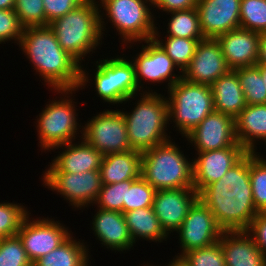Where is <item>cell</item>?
I'll return each instance as SVG.
<instances>
[{"mask_svg":"<svg viewBox=\"0 0 266 266\" xmlns=\"http://www.w3.org/2000/svg\"><path fill=\"white\" fill-rule=\"evenodd\" d=\"M189 266H226L219 242L187 251L181 256Z\"/></svg>","mask_w":266,"mask_h":266,"instance_id":"f35d334b","label":"cell"},{"mask_svg":"<svg viewBox=\"0 0 266 266\" xmlns=\"http://www.w3.org/2000/svg\"><path fill=\"white\" fill-rule=\"evenodd\" d=\"M94 84L98 97L112 105L135 99L140 92L136 82L135 68L125 57L107 58L96 62Z\"/></svg>","mask_w":266,"mask_h":266,"instance_id":"9c48e42d","label":"cell"},{"mask_svg":"<svg viewBox=\"0 0 266 266\" xmlns=\"http://www.w3.org/2000/svg\"><path fill=\"white\" fill-rule=\"evenodd\" d=\"M247 151L243 147L197 152L193 161V188L199 194L206 186L221 179Z\"/></svg>","mask_w":266,"mask_h":266,"instance_id":"d6986e66","label":"cell"},{"mask_svg":"<svg viewBox=\"0 0 266 266\" xmlns=\"http://www.w3.org/2000/svg\"><path fill=\"white\" fill-rule=\"evenodd\" d=\"M77 90L79 89L56 90L55 92L61 93L64 98L61 96L59 100H52L39 113L36 129L43 151L49 152L57 146L72 142L76 139L75 135L79 134L77 132L81 125L78 124V114H76L74 104L77 102H74L73 98L70 97L72 96L70 94Z\"/></svg>","mask_w":266,"mask_h":266,"instance_id":"ba28073f","label":"cell"},{"mask_svg":"<svg viewBox=\"0 0 266 266\" xmlns=\"http://www.w3.org/2000/svg\"><path fill=\"white\" fill-rule=\"evenodd\" d=\"M15 0H0V9L9 10L14 9Z\"/></svg>","mask_w":266,"mask_h":266,"instance_id":"f6af8a7d","label":"cell"},{"mask_svg":"<svg viewBox=\"0 0 266 266\" xmlns=\"http://www.w3.org/2000/svg\"><path fill=\"white\" fill-rule=\"evenodd\" d=\"M260 72H261V76H262V79L265 83V86H266V66L265 65H256Z\"/></svg>","mask_w":266,"mask_h":266,"instance_id":"7dc6e473","label":"cell"},{"mask_svg":"<svg viewBox=\"0 0 266 266\" xmlns=\"http://www.w3.org/2000/svg\"><path fill=\"white\" fill-rule=\"evenodd\" d=\"M42 175L45 187L62 195L77 209L94 205L103 185L99 170L83 173L44 172Z\"/></svg>","mask_w":266,"mask_h":266,"instance_id":"8fae6325","label":"cell"},{"mask_svg":"<svg viewBox=\"0 0 266 266\" xmlns=\"http://www.w3.org/2000/svg\"><path fill=\"white\" fill-rule=\"evenodd\" d=\"M229 70L219 42L216 39H204L198 43L182 78L191 83L210 86Z\"/></svg>","mask_w":266,"mask_h":266,"instance_id":"ac0fdd59","label":"cell"},{"mask_svg":"<svg viewBox=\"0 0 266 266\" xmlns=\"http://www.w3.org/2000/svg\"><path fill=\"white\" fill-rule=\"evenodd\" d=\"M153 5L158 1V0H149Z\"/></svg>","mask_w":266,"mask_h":266,"instance_id":"681fc988","label":"cell"},{"mask_svg":"<svg viewBox=\"0 0 266 266\" xmlns=\"http://www.w3.org/2000/svg\"><path fill=\"white\" fill-rule=\"evenodd\" d=\"M147 45H143L137 57L132 61L135 68V77L139 89H142L144 84L142 81L151 83L168 82V88L172 87L177 81L182 78V73L179 75L174 73L177 67L172 59L166 54L163 48L154 40L142 41Z\"/></svg>","mask_w":266,"mask_h":266,"instance_id":"5bb4252c","label":"cell"},{"mask_svg":"<svg viewBox=\"0 0 266 266\" xmlns=\"http://www.w3.org/2000/svg\"><path fill=\"white\" fill-rule=\"evenodd\" d=\"M123 215L134 244L141 238L160 243L167 240L168 235L162 229L153 207L139 208Z\"/></svg>","mask_w":266,"mask_h":266,"instance_id":"4316f807","label":"cell"},{"mask_svg":"<svg viewBox=\"0 0 266 266\" xmlns=\"http://www.w3.org/2000/svg\"><path fill=\"white\" fill-rule=\"evenodd\" d=\"M171 19L168 21L166 36L205 39L196 8L169 12Z\"/></svg>","mask_w":266,"mask_h":266,"instance_id":"f546056e","label":"cell"},{"mask_svg":"<svg viewBox=\"0 0 266 266\" xmlns=\"http://www.w3.org/2000/svg\"><path fill=\"white\" fill-rule=\"evenodd\" d=\"M198 199L199 194L193 187L156 191L153 209L168 236L169 233L179 229L190 208Z\"/></svg>","mask_w":266,"mask_h":266,"instance_id":"2e32d148","label":"cell"},{"mask_svg":"<svg viewBox=\"0 0 266 266\" xmlns=\"http://www.w3.org/2000/svg\"><path fill=\"white\" fill-rule=\"evenodd\" d=\"M84 126H81V136L103 156L132 150L121 110L100 112Z\"/></svg>","mask_w":266,"mask_h":266,"instance_id":"30bf717a","label":"cell"},{"mask_svg":"<svg viewBox=\"0 0 266 266\" xmlns=\"http://www.w3.org/2000/svg\"><path fill=\"white\" fill-rule=\"evenodd\" d=\"M248 105L266 104V86L259 68L254 66L235 69Z\"/></svg>","mask_w":266,"mask_h":266,"instance_id":"4dcf8cb0","label":"cell"},{"mask_svg":"<svg viewBox=\"0 0 266 266\" xmlns=\"http://www.w3.org/2000/svg\"><path fill=\"white\" fill-rule=\"evenodd\" d=\"M249 174L255 207L266 212V163L254 152H249Z\"/></svg>","mask_w":266,"mask_h":266,"instance_id":"1f68e13d","label":"cell"},{"mask_svg":"<svg viewBox=\"0 0 266 266\" xmlns=\"http://www.w3.org/2000/svg\"><path fill=\"white\" fill-rule=\"evenodd\" d=\"M198 0H158L153 8L163 10L167 14L172 11L196 8Z\"/></svg>","mask_w":266,"mask_h":266,"instance_id":"7bdbcfd3","label":"cell"},{"mask_svg":"<svg viewBox=\"0 0 266 266\" xmlns=\"http://www.w3.org/2000/svg\"><path fill=\"white\" fill-rule=\"evenodd\" d=\"M246 232L253 238L257 247L266 256V212H259Z\"/></svg>","mask_w":266,"mask_h":266,"instance_id":"b9f144b4","label":"cell"},{"mask_svg":"<svg viewBox=\"0 0 266 266\" xmlns=\"http://www.w3.org/2000/svg\"><path fill=\"white\" fill-rule=\"evenodd\" d=\"M98 3L96 0H86L49 24L62 49L80 64L83 57L91 51L93 53L102 44V37L105 35L100 26V13L103 11Z\"/></svg>","mask_w":266,"mask_h":266,"instance_id":"3957f363","label":"cell"},{"mask_svg":"<svg viewBox=\"0 0 266 266\" xmlns=\"http://www.w3.org/2000/svg\"><path fill=\"white\" fill-rule=\"evenodd\" d=\"M241 0H198L197 12L205 39L240 28Z\"/></svg>","mask_w":266,"mask_h":266,"instance_id":"e0dca14e","label":"cell"},{"mask_svg":"<svg viewBox=\"0 0 266 266\" xmlns=\"http://www.w3.org/2000/svg\"><path fill=\"white\" fill-rule=\"evenodd\" d=\"M135 104L131 112L121 111L132 150L143 153L171 139L166 133L169 115L165 96L148 89L141 93Z\"/></svg>","mask_w":266,"mask_h":266,"instance_id":"277c9868","label":"cell"},{"mask_svg":"<svg viewBox=\"0 0 266 266\" xmlns=\"http://www.w3.org/2000/svg\"><path fill=\"white\" fill-rule=\"evenodd\" d=\"M92 228L101 244L111 250L124 251L133 247L122 212L99 209L92 219Z\"/></svg>","mask_w":266,"mask_h":266,"instance_id":"603a6c76","label":"cell"},{"mask_svg":"<svg viewBox=\"0 0 266 266\" xmlns=\"http://www.w3.org/2000/svg\"><path fill=\"white\" fill-rule=\"evenodd\" d=\"M141 161L142 153L135 150L104 155L99 168L102 184L139 178Z\"/></svg>","mask_w":266,"mask_h":266,"instance_id":"484cf974","label":"cell"},{"mask_svg":"<svg viewBox=\"0 0 266 266\" xmlns=\"http://www.w3.org/2000/svg\"><path fill=\"white\" fill-rule=\"evenodd\" d=\"M81 139L78 143L72 141L53 148L58 150L62 147L64 151L52 160L45 172L83 173L99 170L103 155L83 137Z\"/></svg>","mask_w":266,"mask_h":266,"instance_id":"44dd1931","label":"cell"},{"mask_svg":"<svg viewBox=\"0 0 266 266\" xmlns=\"http://www.w3.org/2000/svg\"><path fill=\"white\" fill-rule=\"evenodd\" d=\"M157 28L158 27H156V32L154 33L153 39L172 59L174 64L177 66L176 71L178 69V73H183V71L189 66L198 43L204 39H188L166 36L167 40L164 41L163 39H159L160 35Z\"/></svg>","mask_w":266,"mask_h":266,"instance_id":"f1b7e54d","label":"cell"},{"mask_svg":"<svg viewBox=\"0 0 266 266\" xmlns=\"http://www.w3.org/2000/svg\"><path fill=\"white\" fill-rule=\"evenodd\" d=\"M18 45L51 90L84 89L91 80L83 64L62 49L49 26L25 27Z\"/></svg>","mask_w":266,"mask_h":266,"instance_id":"7a4b0ae2","label":"cell"},{"mask_svg":"<svg viewBox=\"0 0 266 266\" xmlns=\"http://www.w3.org/2000/svg\"><path fill=\"white\" fill-rule=\"evenodd\" d=\"M214 109L235 119L247 105L235 70H229L210 85Z\"/></svg>","mask_w":266,"mask_h":266,"instance_id":"d4e9b609","label":"cell"},{"mask_svg":"<svg viewBox=\"0 0 266 266\" xmlns=\"http://www.w3.org/2000/svg\"><path fill=\"white\" fill-rule=\"evenodd\" d=\"M256 65L266 66V32L259 33V49Z\"/></svg>","mask_w":266,"mask_h":266,"instance_id":"ee69618b","label":"cell"},{"mask_svg":"<svg viewBox=\"0 0 266 266\" xmlns=\"http://www.w3.org/2000/svg\"><path fill=\"white\" fill-rule=\"evenodd\" d=\"M167 266H189L188 263L182 257H175Z\"/></svg>","mask_w":266,"mask_h":266,"instance_id":"bcb514c9","label":"cell"},{"mask_svg":"<svg viewBox=\"0 0 266 266\" xmlns=\"http://www.w3.org/2000/svg\"><path fill=\"white\" fill-rule=\"evenodd\" d=\"M218 242L226 266H266V256L246 231H223Z\"/></svg>","mask_w":266,"mask_h":266,"instance_id":"7402d4cb","label":"cell"},{"mask_svg":"<svg viewBox=\"0 0 266 266\" xmlns=\"http://www.w3.org/2000/svg\"><path fill=\"white\" fill-rule=\"evenodd\" d=\"M237 142L256 152V141H266V104L246 105L234 119Z\"/></svg>","mask_w":266,"mask_h":266,"instance_id":"cb8c5ba5","label":"cell"},{"mask_svg":"<svg viewBox=\"0 0 266 266\" xmlns=\"http://www.w3.org/2000/svg\"><path fill=\"white\" fill-rule=\"evenodd\" d=\"M14 12L24 27L47 26L43 0H15Z\"/></svg>","mask_w":266,"mask_h":266,"instance_id":"74e56055","label":"cell"},{"mask_svg":"<svg viewBox=\"0 0 266 266\" xmlns=\"http://www.w3.org/2000/svg\"><path fill=\"white\" fill-rule=\"evenodd\" d=\"M266 145V141L264 143ZM262 161H264L266 163L265 158H262V156H260V154H258V152H254Z\"/></svg>","mask_w":266,"mask_h":266,"instance_id":"c3c4849f","label":"cell"},{"mask_svg":"<svg viewBox=\"0 0 266 266\" xmlns=\"http://www.w3.org/2000/svg\"><path fill=\"white\" fill-rule=\"evenodd\" d=\"M24 28L14 9H0V44L14 40L18 45Z\"/></svg>","mask_w":266,"mask_h":266,"instance_id":"ab89813d","label":"cell"},{"mask_svg":"<svg viewBox=\"0 0 266 266\" xmlns=\"http://www.w3.org/2000/svg\"><path fill=\"white\" fill-rule=\"evenodd\" d=\"M185 137L197 152L242 147L236 140L234 119L217 111L208 114Z\"/></svg>","mask_w":266,"mask_h":266,"instance_id":"9a60e30c","label":"cell"},{"mask_svg":"<svg viewBox=\"0 0 266 266\" xmlns=\"http://www.w3.org/2000/svg\"><path fill=\"white\" fill-rule=\"evenodd\" d=\"M99 7L104 12L100 14L101 31H105V15L112 26L127 46L130 48L134 42H140L153 39L156 32L155 17L150 11L153 7L149 0H99ZM148 4V5H147ZM149 6V7H148ZM104 14V16H103ZM105 17V18H103ZM133 42V43H132Z\"/></svg>","mask_w":266,"mask_h":266,"instance_id":"8992f818","label":"cell"},{"mask_svg":"<svg viewBox=\"0 0 266 266\" xmlns=\"http://www.w3.org/2000/svg\"><path fill=\"white\" fill-rule=\"evenodd\" d=\"M171 139L142 153L141 176L154 188L193 187V161Z\"/></svg>","mask_w":266,"mask_h":266,"instance_id":"5b68a950","label":"cell"},{"mask_svg":"<svg viewBox=\"0 0 266 266\" xmlns=\"http://www.w3.org/2000/svg\"><path fill=\"white\" fill-rule=\"evenodd\" d=\"M216 40L222 48L227 67L230 70L256 65L259 33L237 28L219 36Z\"/></svg>","mask_w":266,"mask_h":266,"instance_id":"ffe728a7","label":"cell"},{"mask_svg":"<svg viewBox=\"0 0 266 266\" xmlns=\"http://www.w3.org/2000/svg\"><path fill=\"white\" fill-rule=\"evenodd\" d=\"M154 189L142 176L135 179L131 186H127L126 201L123 203V213L139 208L153 207Z\"/></svg>","mask_w":266,"mask_h":266,"instance_id":"836d02e7","label":"cell"},{"mask_svg":"<svg viewBox=\"0 0 266 266\" xmlns=\"http://www.w3.org/2000/svg\"><path fill=\"white\" fill-rule=\"evenodd\" d=\"M28 214L27 207L21 203H0V239L16 236Z\"/></svg>","mask_w":266,"mask_h":266,"instance_id":"d590c367","label":"cell"},{"mask_svg":"<svg viewBox=\"0 0 266 266\" xmlns=\"http://www.w3.org/2000/svg\"><path fill=\"white\" fill-rule=\"evenodd\" d=\"M199 199L211 210L223 231H246L259 213L253 201L249 152L220 180L206 186Z\"/></svg>","mask_w":266,"mask_h":266,"instance_id":"6da1fadb","label":"cell"},{"mask_svg":"<svg viewBox=\"0 0 266 266\" xmlns=\"http://www.w3.org/2000/svg\"><path fill=\"white\" fill-rule=\"evenodd\" d=\"M86 0H43L47 26L77 8Z\"/></svg>","mask_w":266,"mask_h":266,"instance_id":"60d3db41","label":"cell"},{"mask_svg":"<svg viewBox=\"0 0 266 266\" xmlns=\"http://www.w3.org/2000/svg\"><path fill=\"white\" fill-rule=\"evenodd\" d=\"M240 28L266 32V0H241Z\"/></svg>","mask_w":266,"mask_h":266,"instance_id":"d6a6232c","label":"cell"},{"mask_svg":"<svg viewBox=\"0 0 266 266\" xmlns=\"http://www.w3.org/2000/svg\"><path fill=\"white\" fill-rule=\"evenodd\" d=\"M29 213L20 225L17 236L22 242L29 260L34 263L40 257L58 248L70 236L65 225L49 217L32 220Z\"/></svg>","mask_w":266,"mask_h":266,"instance_id":"7c38bea8","label":"cell"},{"mask_svg":"<svg viewBox=\"0 0 266 266\" xmlns=\"http://www.w3.org/2000/svg\"><path fill=\"white\" fill-rule=\"evenodd\" d=\"M222 232L211 210L198 199L176 231L179 234L178 240L182 249L177 257H181L189 250L217 243Z\"/></svg>","mask_w":266,"mask_h":266,"instance_id":"4fadbf2b","label":"cell"},{"mask_svg":"<svg viewBox=\"0 0 266 266\" xmlns=\"http://www.w3.org/2000/svg\"><path fill=\"white\" fill-rule=\"evenodd\" d=\"M167 92L169 121L174 122V128L180 131L182 137L215 111L209 85L191 83L181 78Z\"/></svg>","mask_w":266,"mask_h":266,"instance_id":"52a82bcc","label":"cell"},{"mask_svg":"<svg viewBox=\"0 0 266 266\" xmlns=\"http://www.w3.org/2000/svg\"><path fill=\"white\" fill-rule=\"evenodd\" d=\"M135 179L127 181L103 184L97 200L94 202L99 209L117 211L123 213V203L126 201L127 186H131Z\"/></svg>","mask_w":266,"mask_h":266,"instance_id":"e575fe53","label":"cell"},{"mask_svg":"<svg viewBox=\"0 0 266 266\" xmlns=\"http://www.w3.org/2000/svg\"><path fill=\"white\" fill-rule=\"evenodd\" d=\"M87 246L71 235L58 248L36 260L33 266H89Z\"/></svg>","mask_w":266,"mask_h":266,"instance_id":"83f0119b","label":"cell"},{"mask_svg":"<svg viewBox=\"0 0 266 266\" xmlns=\"http://www.w3.org/2000/svg\"><path fill=\"white\" fill-rule=\"evenodd\" d=\"M0 266H33L17 235L0 239Z\"/></svg>","mask_w":266,"mask_h":266,"instance_id":"8d00e7d4","label":"cell"}]
</instances>
